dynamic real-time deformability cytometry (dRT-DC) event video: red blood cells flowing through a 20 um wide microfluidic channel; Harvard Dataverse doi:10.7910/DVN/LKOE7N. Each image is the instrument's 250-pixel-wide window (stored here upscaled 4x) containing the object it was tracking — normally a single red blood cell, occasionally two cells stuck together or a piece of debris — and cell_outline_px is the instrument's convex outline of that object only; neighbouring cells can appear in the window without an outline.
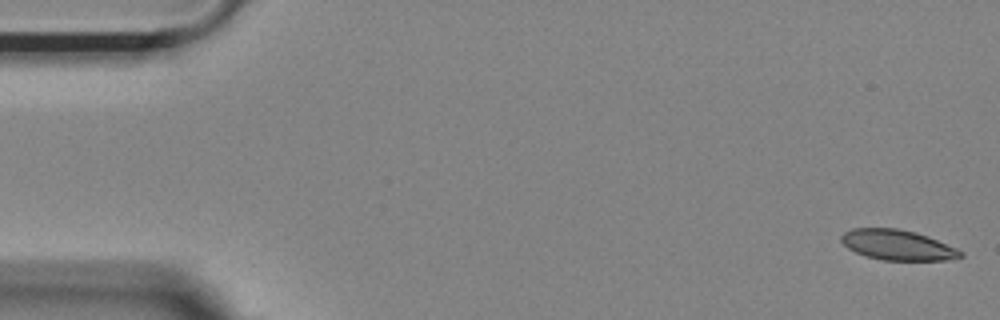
{"species": "Egyptian fruit bat (a non-hibernating species)", "species_latin": "Rousettus aegyptiacus", "temperature_condition": "room temperature", "stored_images_in_passage": 54, "camera_frame_rate_fps": 3000, "um_per_image_px": 0.085, "animal": {"sex": "female"}, "frame": {"image": 1, "passage_image": 1, "time_ms": 0.0, "image_size_px": [1000, 320], "cell_outline_px": [[964, 256], [944, 260], [884, 260], [868, 256], [856, 252], [848, 248], [840, 240], [840, 236], [844, 232], [852, 228], [896, 228], [916, 232], [928, 236], [956, 248], [964, 252]], "centroid_in_image_um": [76.29, 20.81], "position_along_channel_um": 8.7, "area_um2": 20.92}}
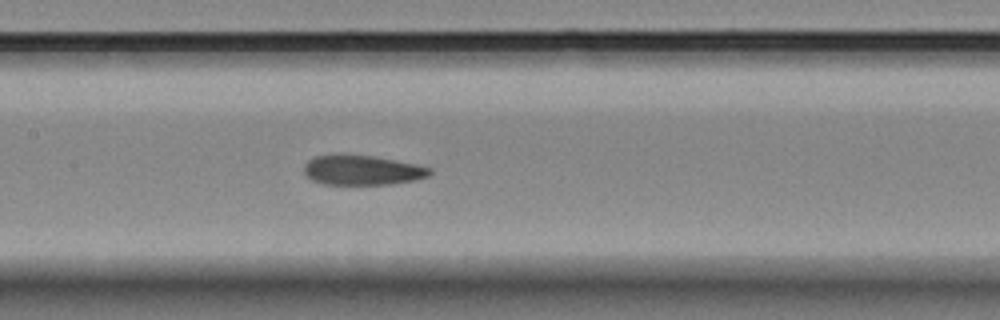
{"frame": {"image": 2, "passage_image": 25, "time_ms": 8.0, "image_size_px": [1000, 320], "cell_outline_px": [[432, 172], [428, 176], [416, 180], [392, 184], [324, 184], [312, 180], [304, 176], [304, 164], [308, 160], [316, 156], [372, 156], [416, 164], [432, 168]], "centroid_in_image_um": [30.8, 14.49], "position_along_channel_um": 176.6, "area_um2": 21.5}}
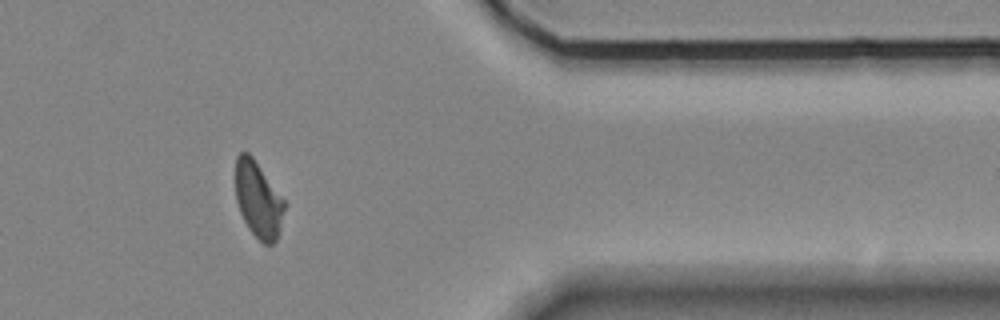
{"frame": {"image": 3, "passage_image": 44, "time_ms": 14.333, "image_size_px": [1000, 320], "cell_outline_px": [[288, 204], [280, 232], [276, 240], [272, 244], [264, 244], [248, 228], [240, 212], [236, 200], [236, 156], [240, 152], [248, 152], [252, 156]], "centroid_in_image_um": [21.99, 16.98], "position_along_channel_um": 389.4, "area_um2": 21.96}, "authors_computed_cell_mechanics": {"area_um2": 22.3975, "velocity_mm_per_s": 3.6853, "shape_relaxation_time_tau1_ms": null, "shape_relaxation_time_tau2_ms": 2.1816, "deformation_change_tau1": null, "deformation_change_tau2": 0.0757}}